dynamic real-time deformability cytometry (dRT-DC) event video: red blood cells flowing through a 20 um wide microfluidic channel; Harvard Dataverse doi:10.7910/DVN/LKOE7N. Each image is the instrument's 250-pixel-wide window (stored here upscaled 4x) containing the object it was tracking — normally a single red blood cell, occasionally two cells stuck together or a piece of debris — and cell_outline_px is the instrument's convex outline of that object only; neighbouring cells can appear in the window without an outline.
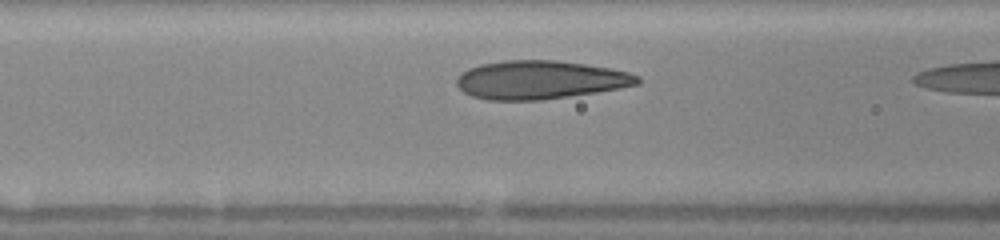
{"species": "human", "species_latin": "Homo sapiens", "temperature_condition": "warm", "stored_images_in_passage": 8, "camera_frame_rate_fps": 3000, "um_per_image_px": 0.085, "donor": {"sex": "female"}, "frame": {"image": 1, "passage_image": 7, "time_ms": 1.667, "image_size_px": [1000, 240], "cell_outline_px": [[640, 84], [596, 92], [540, 100], [488, 100], [472, 96], [464, 92], [456, 84], [456, 80], [460, 72], [468, 68], [480, 64], [504, 60], [556, 60], [612, 68], [628, 72], [640, 76]], "centroid_in_image_um": [45.89, 6.78], "position_along_channel_um": 120.7, "area_um2": 40.58}}